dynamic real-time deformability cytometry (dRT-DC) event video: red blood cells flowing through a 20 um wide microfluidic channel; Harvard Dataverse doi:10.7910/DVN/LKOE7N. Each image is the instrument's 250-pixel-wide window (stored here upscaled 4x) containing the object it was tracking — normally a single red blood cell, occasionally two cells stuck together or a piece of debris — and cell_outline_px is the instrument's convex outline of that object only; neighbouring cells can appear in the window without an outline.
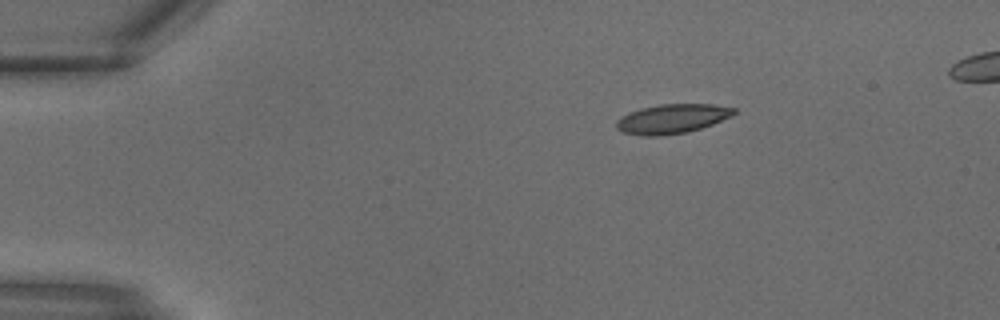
{"species": "common noctule bat (a hibernating species)", "species_latin": "Nyctalus noctula", "temperature_condition": "warm", "stored_images_in_passage": 9, "camera_frame_rate_fps": 3000, "um_per_image_px": 0.085, "animal": {"sex": "male", "body_mass_g": 18.8}, "frame": {"image": 1, "passage_image": 1, "time_ms": 0.0, "image_size_px": [1000, 320], "cell_outline_px": [[736, 112], [712, 124], [688, 132], [660, 136], [644, 136], [624, 132], [616, 128], [616, 120], [628, 112], [640, 108], [660, 104], [712, 104], [736, 108]], "centroid_in_image_um": [57.08, 10.09], "position_along_channel_um": 27.9, "area_um2": 20.0}}
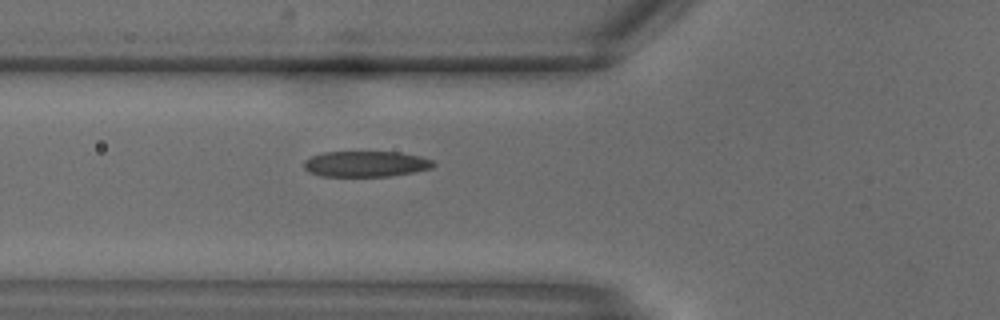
{"frame": {"image": 2, "passage_image": 7, "time_ms": 2.0, "image_size_px": [1000, 320], "cell_outline_px": [[436, 164], [432, 168], [416, 172], [392, 176], [320, 176], [308, 172], [304, 168], [304, 160], [312, 156], [324, 152], [400, 152], [420, 156], [432, 160]], "centroid_in_image_um": [31.11, 13.94], "position_along_channel_um": 94.7, "area_um2": 19.59}}
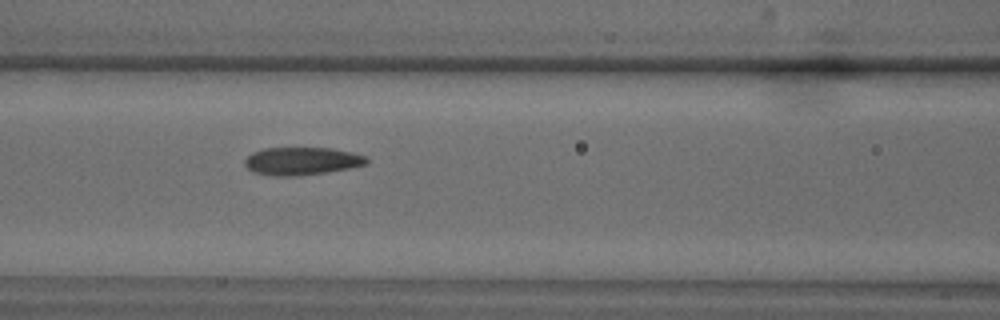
{"frame": {"image": 3, "passage_image": 9, "time_ms": 2.667, "image_size_px": [1000, 320], "cell_outline_px": [[368, 164], [348, 168], [324, 172], [296, 176], [272, 176], [252, 172], [244, 164], [244, 160], [252, 152], [264, 148], [332, 148], [352, 152], [364, 156], [368, 160]], "centroid_in_image_um": [25.61, 13.69], "position_along_channel_um": 141.0, "area_um2": 19.71}}